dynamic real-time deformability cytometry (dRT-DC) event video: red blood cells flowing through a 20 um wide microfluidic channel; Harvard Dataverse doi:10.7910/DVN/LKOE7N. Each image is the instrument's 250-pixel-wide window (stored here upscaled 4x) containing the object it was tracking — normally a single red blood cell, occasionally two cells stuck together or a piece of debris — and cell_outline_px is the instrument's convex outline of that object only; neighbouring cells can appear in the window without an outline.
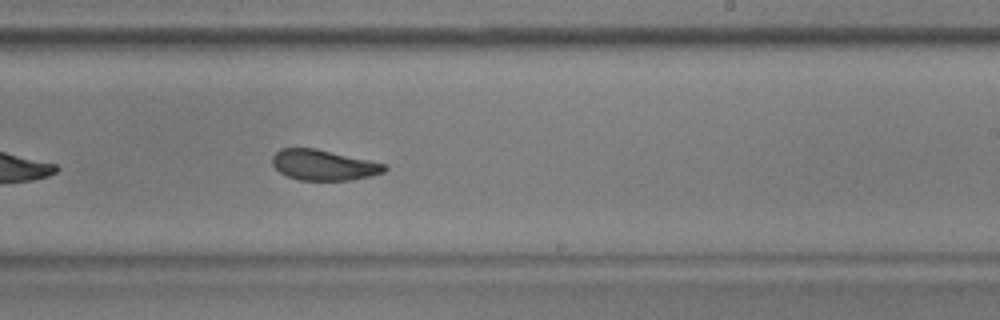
{"species": "common noctule bat (a hibernating species)", "species_latin": "Nyctalus noctula", "temperature_condition": "warm", "stored_images_in_passage": 31, "camera_frame_rate_fps": 3000, "um_per_image_px": 0.085, "animal": {"sex": "male", "body_mass_g": 17.9, "forearm_length_mm": 54.2}, "frame": {"image": 1, "passage_image": 18, "time_ms": 5.667, "image_size_px": [1000, 320], "cell_outline_px": [[388, 168], [384, 172], [352, 180], [300, 180], [288, 176], [280, 172], [272, 164], [272, 156], [280, 148], [316, 148], [388, 164]], "centroid_in_image_um": [27.52, 14.02], "position_along_channel_um": 261.5, "area_um2": 20.0}}
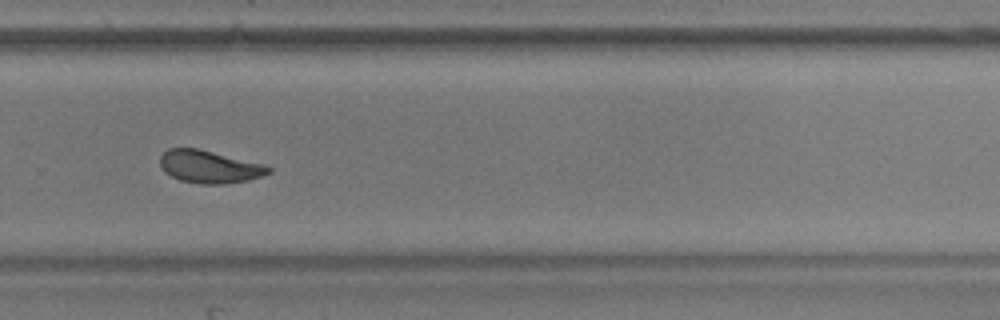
{"frame": {"image": 2, "passage_image": 22, "time_ms": 7.0, "image_size_px": [1000, 320], "cell_outline_px": [[272, 172], [248, 180], [224, 184], [200, 184], [180, 180], [164, 172], [160, 164], [160, 156], [168, 148], [196, 148], [264, 164], [272, 168]], "centroid_in_image_um": [17.79, 14.18], "position_along_channel_um": 312.0, "area_um2": 20.52}, "authors_computed_cell_mechanics": {"area_um2": 20.7502, "velocity_mm_per_s": 3.8, "shape_relaxation_time_tau1_ms": 5.4505, "shape_relaxation_time_tau2_ms": 1.3388, "deformation_change_tau1": 0.1392, "deformation_change_tau2": 0.0641}}